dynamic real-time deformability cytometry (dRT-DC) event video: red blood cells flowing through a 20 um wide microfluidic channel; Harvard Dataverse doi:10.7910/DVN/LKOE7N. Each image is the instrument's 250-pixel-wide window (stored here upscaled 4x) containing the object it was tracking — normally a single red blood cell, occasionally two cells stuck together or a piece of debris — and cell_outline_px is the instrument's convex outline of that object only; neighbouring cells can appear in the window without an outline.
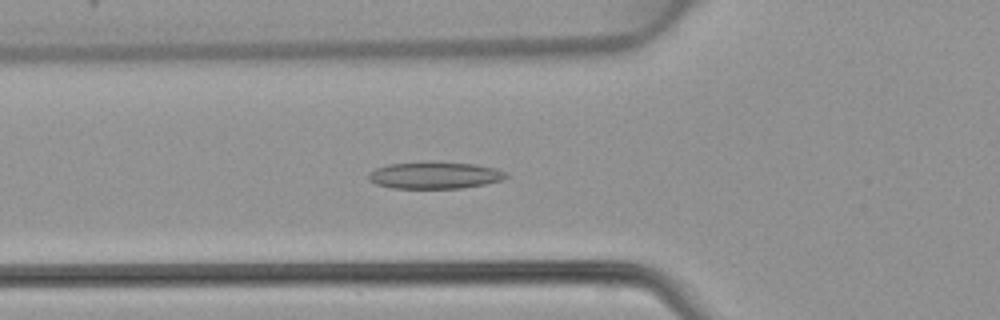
{"species": "common noctule bat (a hibernating species)", "species_latin": "Nyctalus noctula", "temperature_condition": "warm", "stored_images_in_passage": 47, "camera_frame_rate_fps": 3000, "um_per_image_px": 0.085, "animal": {"sex": "female", "body_mass_g": 22.7, "forearm_length_mm": 54.2}, "frame": {"image": 1, "passage_image": 17, "time_ms": 5.333, "image_size_px": [1000, 320], "cell_outline_px": [[508, 176], [504, 180], [484, 184], [460, 188], [392, 188], [376, 184], [368, 180], [368, 172], [376, 168], [388, 164], [428, 160], [476, 164], [496, 168], [504, 172]], "centroid_in_image_um": [36.93, 14.87], "position_along_channel_um": 88.9, "area_um2": 22.02}}
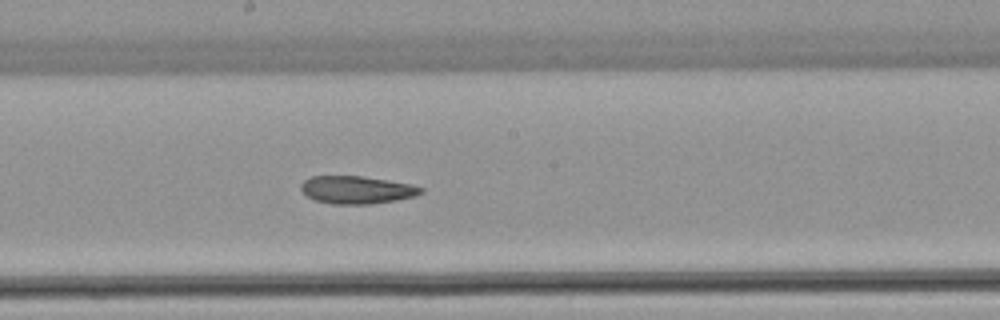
{"frame": {"image": 2, "passage_image": 26, "time_ms": 8.333, "image_size_px": [1000, 320], "cell_outline_px": [[424, 192], [416, 196], [396, 200], [372, 204], [332, 204], [316, 200], [308, 196], [300, 188], [300, 184], [304, 180], [312, 176], [364, 176], [412, 184], [424, 188]], "centroid_in_image_um": [30.36, 16.13], "position_along_channel_um": 217.8, "area_um2": 19.48}}
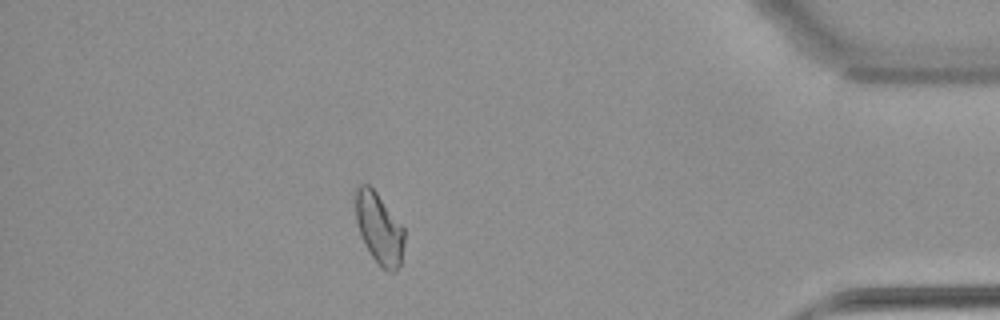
{"frame": {"image": 3, "passage_image": 42, "time_ms": 13.667, "image_size_px": [1000, 320], "cell_outline_px": [[404, 240], [400, 264], [396, 272], [388, 272], [380, 268], [372, 256], [360, 236], [356, 220], [356, 188], [360, 184], [368, 184], [376, 192], [404, 228]], "centroid_in_image_um": [32.22, 19.45], "position_along_channel_um": 403.0, "area_um2": 20.06}}